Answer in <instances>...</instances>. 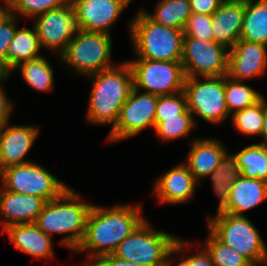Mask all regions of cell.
<instances>
[{"label":"cell","mask_w":267,"mask_h":266,"mask_svg":"<svg viewBox=\"0 0 267 266\" xmlns=\"http://www.w3.org/2000/svg\"><path fill=\"white\" fill-rule=\"evenodd\" d=\"M192 13L212 15L223 0H189Z\"/></svg>","instance_id":"cell-38"},{"label":"cell","mask_w":267,"mask_h":266,"mask_svg":"<svg viewBox=\"0 0 267 266\" xmlns=\"http://www.w3.org/2000/svg\"><path fill=\"white\" fill-rule=\"evenodd\" d=\"M133 0H70L81 30L111 35L112 25Z\"/></svg>","instance_id":"cell-14"},{"label":"cell","mask_w":267,"mask_h":266,"mask_svg":"<svg viewBox=\"0 0 267 266\" xmlns=\"http://www.w3.org/2000/svg\"><path fill=\"white\" fill-rule=\"evenodd\" d=\"M184 92L187 97L188 110L196 126L197 121L194 115L207 124L217 126L231 117L225 100V76L186 77Z\"/></svg>","instance_id":"cell-8"},{"label":"cell","mask_w":267,"mask_h":266,"mask_svg":"<svg viewBox=\"0 0 267 266\" xmlns=\"http://www.w3.org/2000/svg\"><path fill=\"white\" fill-rule=\"evenodd\" d=\"M188 110L187 97L184 91L172 95L158 96L155 110V125L164 118L184 114Z\"/></svg>","instance_id":"cell-34"},{"label":"cell","mask_w":267,"mask_h":266,"mask_svg":"<svg viewBox=\"0 0 267 266\" xmlns=\"http://www.w3.org/2000/svg\"><path fill=\"white\" fill-rule=\"evenodd\" d=\"M204 249L214 266H249L251 263L242 255L221 242L209 229Z\"/></svg>","instance_id":"cell-32"},{"label":"cell","mask_w":267,"mask_h":266,"mask_svg":"<svg viewBox=\"0 0 267 266\" xmlns=\"http://www.w3.org/2000/svg\"><path fill=\"white\" fill-rule=\"evenodd\" d=\"M18 18L19 17L12 14L7 20L0 24V60L5 62L6 65L8 47L18 27Z\"/></svg>","instance_id":"cell-36"},{"label":"cell","mask_w":267,"mask_h":266,"mask_svg":"<svg viewBox=\"0 0 267 266\" xmlns=\"http://www.w3.org/2000/svg\"><path fill=\"white\" fill-rule=\"evenodd\" d=\"M158 96L133 88L123 104L115 127L109 131L108 142L136 137L144 129L155 127Z\"/></svg>","instance_id":"cell-12"},{"label":"cell","mask_w":267,"mask_h":266,"mask_svg":"<svg viewBox=\"0 0 267 266\" xmlns=\"http://www.w3.org/2000/svg\"><path fill=\"white\" fill-rule=\"evenodd\" d=\"M1 137H2V131H0V145H1ZM1 172V169H0Z\"/></svg>","instance_id":"cell-47"},{"label":"cell","mask_w":267,"mask_h":266,"mask_svg":"<svg viewBox=\"0 0 267 266\" xmlns=\"http://www.w3.org/2000/svg\"><path fill=\"white\" fill-rule=\"evenodd\" d=\"M70 0H10L11 13L15 16L33 19L49 10L60 8Z\"/></svg>","instance_id":"cell-33"},{"label":"cell","mask_w":267,"mask_h":266,"mask_svg":"<svg viewBox=\"0 0 267 266\" xmlns=\"http://www.w3.org/2000/svg\"><path fill=\"white\" fill-rule=\"evenodd\" d=\"M0 185L11 192L36 196L46 201L58 198L69 186L37 162L4 168Z\"/></svg>","instance_id":"cell-9"},{"label":"cell","mask_w":267,"mask_h":266,"mask_svg":"<svg viewBox=\"0 0 267 266\" xmlns=\"http://www.w3.org/2000/svg\"><path fill=\"white\" fill-rule=\"evenodd\" d=\"M39 128L34 125H10L2 131L0 145V169L30 162L26 159L37 137Z\"/></svg>","instance_id":"cell-17"},{"label":"cell","mask_w":267,"mask_h":266,"mask_svg":"<svg viewBox=\"0 0 267 266\" xmlns=\"http://www.w3.org/2000/svg\"><path fill=\"white\" fill-rule=\"evenodd\" d=\"M128 32L137 57L154 61H181L183 30L153 21L141 8L129 21Z\"/></svg>","instance_id":"cell-4"},{"label":"cell","mask_w":267,"mask_h":266,"mask_svg":"<svg viewBox=\"0 0 267 266\" xmlns=\"http://www.w3.org/2000/svg\"><path fill=\"white\" fill-rule=\"evenodd\" d=\"M267 200V182L240 176L230 188L229 205L226 213L244 216Z\"/></svg>","instance_id":"cell-22"},{"label":"cell","mask_w":267,"mask_h":266,"mask_svg":"<svg viewBox=\"0 0 267 266\" xmlns=\"http://www.w3.org/2000/svg\"><path fill=\"white\" fill-rule=\"evenodd\" d=\"M1 233L9 237L14 248L35 259H53V238L42 232L35 223L16 224L5 228Z\"/></svg>","instance_id":"cell-21"},{"label":"cell","mask_w":267,"mask_h":266,"mask_svg":"<svg viewBox=\"0 0 267 266\" xmlns=\"http://www.w3.org/2000/svg\"><path fill=\"white\" fill-rule=\"evenodd\" d=\"M142 9L153 21L180 30L184 29L192 14L189 0H159L153 14L145 8Z\"/></svg>","instance_id":"cell-27"},{"label":"cell","mask_w":267,"mask_h":266,"mask_svg":"<svg viewBox=\"0 0 267 266\" xmlns=\"http://www.w3.org/2000/svg\"><path fill=\"white\" fill-rule=\"evenodd\" d=\"M133 73L134 88L157 96L184 91L185 74L181 61L127 60Z\"/></svg>","instance_id":"cell-10"},{"label":"cell","mask_w":267,"mask_h":266,"mask_svg":"<svg viewBox=\"0 0 267 266\" xmlns=\"http://www.w3.org/2000/svg\"><path fill=\"white\" fill-rule=\"evenodd\" d=\"M154 180L152 194L159 204L181 205L192 200L200 183L195 179L184 162L172 166L162 176Z\"/></svg>","instance_id":"cell-16"},{"label":"cell","mask_w":267,"mask_h":266,"mask_svg":"<svg viewBox=\"0 0 267 266\" xmlns=\"http://www.w3.org/2000/svg\"><path fill=\"white\" fill-rule=\"evenodd\" d=\"M52 63L45 56H40L29 61L22 62L12 69L19 70L23 81L28 87L36 90L37 92L50 93L55 87L54 68Z\"/></svg>","instance_id":"cell-24"},{"label":"cell","mask_w":267,"mask_h":266,"mask_svg":"<svg viewBox=\"0 0 267 266\" xmlns=\"http://www.w3.org/2000/svg\"><path fill=\"white\" fill-rule=\"evenodd\" d=\"M86 78L92 79L86 121L90 125H111L112 130L123 104L134 88L131 66L125 60Z\"/></svg>","instance_id":"cell-2"},{"label":"cell","mask_w":267,"mask_h":266,"mask_svg":"<svg viewBox=\"0 0 267 266\" xmlns=\"http://www.w3.org/2000/svg\"><path fill=\"white\" fill-rule=\"evenodd\" d=\"M142 207L124 203L108 208L93 204L84 238L74 252L88 254L87 261L79 266H90L98 258L113 254L118 245L146 219Z\"/></svg>","instance_id":"cell-1"},{"label":"cell","mask_w":267,"mask_h":266,"mask_svg":"<svg viewBox=\"0 0 267 266\" xmlns=\"http://www.w3.org/2000/svg\"><path fill=\"white\" fill-rule=\"evenodd\" d=\"M195 125L191 112L187 110L184 114L164 118V121L155 125L153 131L161 142H169L189 138Z\"/></svg>","instance_id":"cell-31"},{"label":"cell","mask_w":267,"mask_h":266,"mask_svg":"<svg viewBox=\"0 0 267 266\" xmlns=\"http://www.w3.org/2000/svg\"><path fill=\"white\" fill-rule=\"evenodd\" d=\"M266 99L263 96L257 103L231 115L233 128L244 137L259 136L263 139Z\"/></svg>","instance_id":"cell-29"},{"label":"cell","mask_w":267,"mask_h":266,"mask_svg":"<svg viewBox=\"0 0 267 266\" xmlns=\"http://www.w3.org/2000/svg\"><path fill=\"white\" fill-rule=\"evenodd\" d=\"M196 252H190L189 254V266H214L207 251L199 245H197Z\"/></svg>","instance_id":"cell-40"},{"label":"cell","mask_w":267,"mask_h":266,"mask_svg":"<svg viewBox=\"0 0 267 266\" xmlns=\"http://www.w3.org/2000/svg\"><path fill=\"white\" fill-rule=\"evenodd\" d=\"M261 142L267 144V101H266V112H265L264 128H263V140Z\"/></svg>","instance_id":"cell-45"},{"label":"cell","mask_w":267,"mask_h":266,"mask_svg":"<svg viewBox=\"0 0 267 266\" xmlns=\"http://www.w3.org/2000/svg\"><path fill=\"white\" fill-rule=\"evenodd\" d=\"M184 37H196L204 41H214L211 15L192 13L183 29Z\"/></svg>","instance_id":"cell-35"},{"label":"cell","mask_w":267,"mask_h":266,"mask_svg":"<svg viewBox=\"0 0 267 266\" xmlns=\"http://www.w3.org/2000/svg\"><path fill=\"white\" fill-rule=\"evenodd\" d=\"M241 175L267 182V144L253 143L235 152Z\"/></svg>","instance_id":"cell-28"},{"label":"cell","mask_w":267,"mask_h":266,"mask_svg":"<svg viewBox=\"0 0 267 266\" xmlns=\"http://www.w3.org/2000/svg\"><path fill=\"white\" fill-rule=\"evenodd\" d=\"M112 36L82 30L68 43L59 60L67 69L84 77L115 66L112 62Z\"/></svg>","instance_id":"cell-6"},{"label":"cell","mask_w":267,"mask_h":266,"mask_svg":"<svg viewBox=\"0 0 267 266\" xmlns=\"http://www.w3.org/2000/svg\"><path fill=\"white\" fill-rule=\"evenodd\" d=\"M229 49L215 41L183 37L182 66L185 77L228 75Z\"/></svg>","instance_id":"cell-11"},{"label":"cell","mask_w":267,"mask_h":266,"mask_svg":"<svg viewBox=\"0 0 267 266\" xmlns=\"http://www.w3.org/2000/svg\"><path fill=\"white\" fill-rule=\"evenodd\" d=\"M244 13L245 0H223L211 15L214 41L230 49L240 39Z\"/></svg>","instance_id":"cell-20"},{"label":"cell","mask_w":267,"mask_h":266,"mask_svg":"<svg viewBox=\"0 0 267 266\" xmlns=\"http://www.w3.org/2000/svg\"><path fill=\"white\" fill-rule=\"evenodd\" d=\"M240 39L267 45V0H245Z\"/></svg>","instance_id":"cell-26"},{"label":"cell","mask_w":267,"mask_h":266,"mask_svg":"<svg viewBox=\"0 0 267 266\" xmlns=\"http://www.w3.org/2000/svg\"><path fill=\"white\" fill-rule=\"evenodd\" d=\"M11 15L10 0H0V24L7 20Z\"/></svg>","instance_id":"cell-42"},{"label":"cell","mask_w":267,"mask_h":266,"mask_svg":"<svg viewBox=\"0 0 267 266\" xmlns=\"http://www.w3.org/2000/svg\"><path fill=\"white\" fill-rule=\"evenodd\" d=\"M84 199L68 187L58 198L47 201L35 222L50 237L65 234L58 243L73 254L84 238L87 218L93 206Z\"/></svg>","instance_id":"cell-3"},{"label":"cell","mask_w":267,"mask_h":266,"mask_svg":"<svg viewBox=\"0 0 267 266\" xmlns=\"http://www.w3.org/2000/svg\"><path fill=\"white\" fill-rule=\"evenodd\" d=\"M46 203L45 199L11 192L0 186L1 232L11 225L35 223Z\"/></svg>","instance_id":"cell-18"},{"label":"cell","mask_w":267,"mask_h":266,"mask_svg":"<svg viewBox=\"0 0 267 266\" xmlns=\"http://www.w3.org/2000/svg\"><path fill=\"white\" fill-rule=\"evenodd\" d=\"M223 143L222 139L212 136L189 140L190 149L184 163L200 184L201 180L208 178L220 164V160L227 151Z\"/></svg>","instance_id":"cell-19"},{"label":"cell","mask_w":267,"mask_h":266,"mask_svg":"<svg viewBox=\"0 0 267 266\" xmlns=\"http://www.w3.org/2000/svg\"><path fill=\"white\" fill-rule=\"evenodd\" d=\"M249 266H267V261L262 263L250 264Z\"/></svg>","instance_id":"cell-46"},{"label":"cell","mask_w":267,"mask_h":266,"mask_svg":"<svg viewBox=\"0 0 267 266\" xmlns=\"http://www.w3.org/2000/svg\"><path fill=\"white\" fill-rule=\"evenodd\" d=\"M177 240V235L154 230L145 219L118 245L113 255L145 266H163Z\"/></svg>","instance_id":"cell-7"},{"label":"cell","mask_w":267,"mask_h":266,"mask_svg":"<svg viewBox=\"0 0 267 266\" xmlns=\"http://www.w3.org/2000/svg\"><path fill=\"white\" fill-rule=\"evenodd\" d=\"M227 150L220 160V164L209 176L211 186L219 199L215 215L226 212L229 205L230 188L235 180L241 176L238 159L235 153Z\"/></svg>","instance_id":"cell-23"},{"label":"cell","mask_w":267,"mask_h":266,"mask_svg":"<svg viewBox=\"0 0 267 266\" xmlns=\"http://www.w3.org/2000/svg\"><path fill=\"white\" fill-rule=\"evenodd\" d=\"M7 95L4 86L0 85V112H13L14 110L13 100H10Z\"/></svg>","instance_id":"cell-41"},{"label":"cell","mask_w":267,"mask_h":266,"mask_svg":"<svg viewBox=\"0 0 267 266\" xmlns=\"http://www.w3.org/2000/svg\"><path fill=\"white\" fill-rule=\"evenodd\" d=\"M33 20L41 48L54 52L58 58L72 38L82 31L71 2Z\"/></svg>","instance_id":"cell-13"},{"label":"cell","mask_w":267,"mask_h":266,"mask_svg":"<svg viewBox=\"0 0 267 266\" xmlns=\"http://www.w3.org/2000/svg\"><path fill=\"white\" fill-rule=\"evenodd\" d=\"M35 27L18 28L7 51V67L12 71L18 64L38 58L44 54Z\"/></svg>","instance_id":"cell-25"},{"label":"cell","mask_w":267,"mask_h":266,"mask_svg":"<svg viewBox=\"0 0 267 266\" xmlns=\"http://www.w3.org/2000/svg\"><path fill=\"white\" fill-rule=\"evenodd\" d=\"M193 244L194 243H191L190 241H187V240L185 241V240H182L181 238H178V240L175 243L174 248L167 255L163 266H189L188 251L190 252L191 250H193ZM179 254L181 256L180 258H178L179 260L176 262L175 260L177 258H175V255L178 256Z\"/></svg>","instance_id":"cell-37"},{"label":"cell","mask_w":267,"mask_h":266,"mask_svg":"<svg viewBox=\"0 0 267 266\" xmlns=\"http://www.w3.org/2000/svg\"><path fill=\"white\" fill-rule=\"evenodd\" d=\"M90 266H145L117 258L113 254L98 258Z\"/></svg>","instance_id":"cell-39"},{"label":"cell","mask_w":267,"mask_h":266,"mask_svg":"<svg viewBox=\"0 0 267 266\" xmlns=\"http://www.w3.org/2000/svg\"><path fill=\"white\" fill-rule=\"evenodd\" d=\"M11 77V70L7 67L5 62L0 60V85H3Z\"/></svg>","instance_id":"cell-43"},{"label":"cell","mask_w":267,"mask_h":266,"mask_svg":"<svg viewBox=\"0 0 267 266\" xmlns=\"http://www.w3.org/2000/svg\"><path fill=\"white\" fill-rule=\"evenodd\" d=\"M262 97L259 91L246 85L244 81H236L225 76V100L230 115L254 105Z\"/></svg>","instance_id":"cell-30"},{"label":"cell","mask_w":267,"mask_h":266,"mask_svg":"<svg viewBox=\"0 0 267 266\" xmlns=\"http://www.w3.org/2000/svg\"><path fill=\"white\" fill-rule=\"evenodd\" d=\"M12 112H0V131H3L8 123L10 122V117Z\"/></svg>","instance_id":"cell-44"},{"label":"cell","mask_w":267,"mask_h":266,"mask_svg":"<svg viewBox=\"0 0 267 266\" xmlns=\"http://www.w3.org/2000/svg\"><path fill=\"white\" fill-rule=\"evenodd\" d=\"M267 71V45L239 39L229 49L228 75L236 81L252 80Z\"/></svg>","instance_id":"cell-15"},{"label":"cell","mask_w":267,"mask_h":266,"mask_svg":"<svg viewBox=\"0 0 267 266\" xmlns=\"http://www.w3.org/2000/svg\"><path fill=\"white\" fill-rule=\"evenodd\" d=\"M208 229L225 245L251 264L267 261V246L257 227L247 216L220 213L208 215Z\"/></svg>","instance_id":"cell-5"}]
</instances>
